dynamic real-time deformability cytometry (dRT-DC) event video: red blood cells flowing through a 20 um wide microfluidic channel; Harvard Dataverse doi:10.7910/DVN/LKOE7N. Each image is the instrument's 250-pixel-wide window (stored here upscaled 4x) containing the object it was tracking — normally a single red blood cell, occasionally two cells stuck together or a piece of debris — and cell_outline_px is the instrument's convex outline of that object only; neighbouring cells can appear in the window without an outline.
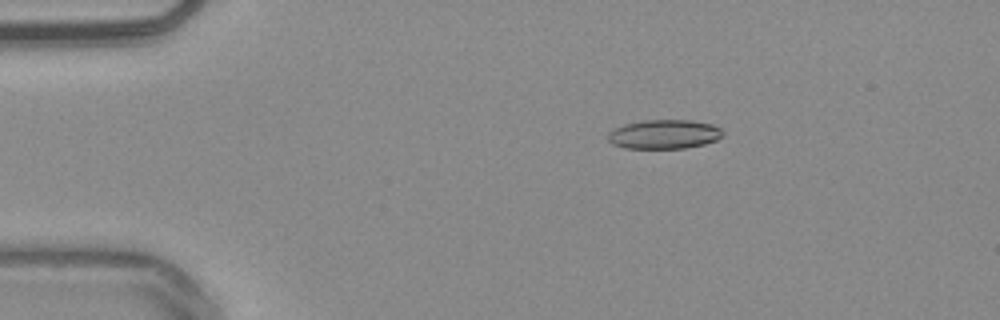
{"species": "common noctule bat (a hibernating species)", "species_latin": "Nyctalus noctula", "temperature_condition": "warm", "stored_images_in_passage": 45, "camera_frame_rate_fps": 3000, "um_per_image_px": 0.085, "animal": {"sex": "male", "body_mass_g": 20.4}, "frame": {"image": 1, "passage_image": 2, "time_ms": 0.333, "image_size_px": [1000, 320], "cell_outline_px": [[724, 136], [716, 140], [704, 144], [684, 148], [624, 148], [612, 144], [608, 140], [608, 132], [624, 124], [644, 120], [692, 120], [712, 124], [720, 128], [724, 132]], "centroid_in_image_um": [56.47, 11.41], "position_along_channel_um": 28.5, "area_um2": 19.59}}
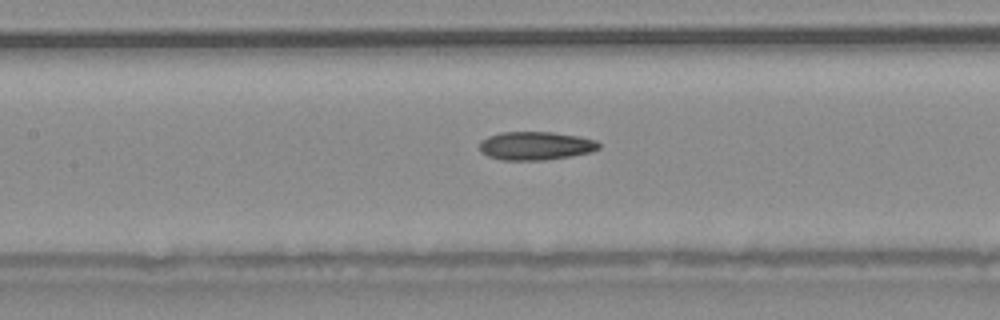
{"frame": {"image": 2, "passage_image": 17, "time_ms": 5.333, "image_size_px": [1000, 320], "cell_outline_px": [[600, 148], [588, 152], [568, 156], [544, 160], [504, 160], [488, 156], [480, 152], [480, 140], [488, 136], [500, 132], [552, 132], [580, 136], [596, 140], [600, 144]], "centroid_in_image_um": [45.5, 12.38], "position_along_channel_um": 161.9, "area_um2": 19.71}}
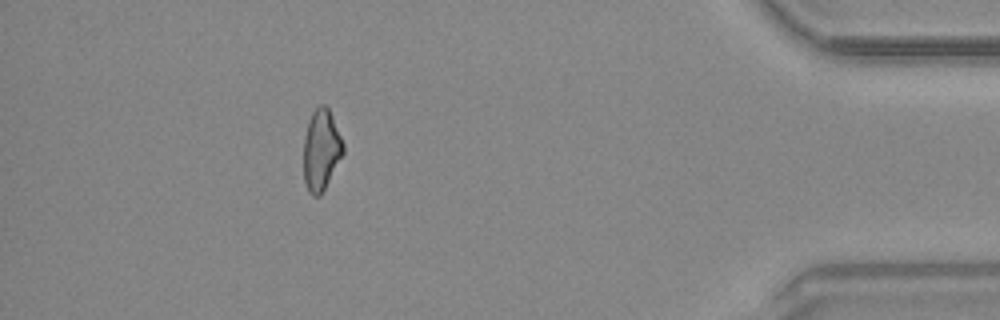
{"frame": {"image": 3, "passage_image": 40, "time_ms": 13.0, "image_size_px": [1000, 320], "cell_outline_px": [[344, 152], [320, 196], [312, 196], [308, 192], [304, 180], [304, 136], [308, 120], [312, 112], [320, 104], [324, 104], [328, 108], [332, 116], [344, 144]], "centroid_in_image_um": [27.29, 12.74], "position_along_channel_um": 407.9, "area_um2": 18.61}, "authors_computed_cell_mechanics": {"area_um2": 19.4208, "velocity_mm_per_s": 3.866, "shape_relaxation_time_tau1_ms": null, "shape_relaxation_time_tau2_ms": 3.0824, "deformation_change_tau1": null, "deformation_change_tau2": 0.1146}}